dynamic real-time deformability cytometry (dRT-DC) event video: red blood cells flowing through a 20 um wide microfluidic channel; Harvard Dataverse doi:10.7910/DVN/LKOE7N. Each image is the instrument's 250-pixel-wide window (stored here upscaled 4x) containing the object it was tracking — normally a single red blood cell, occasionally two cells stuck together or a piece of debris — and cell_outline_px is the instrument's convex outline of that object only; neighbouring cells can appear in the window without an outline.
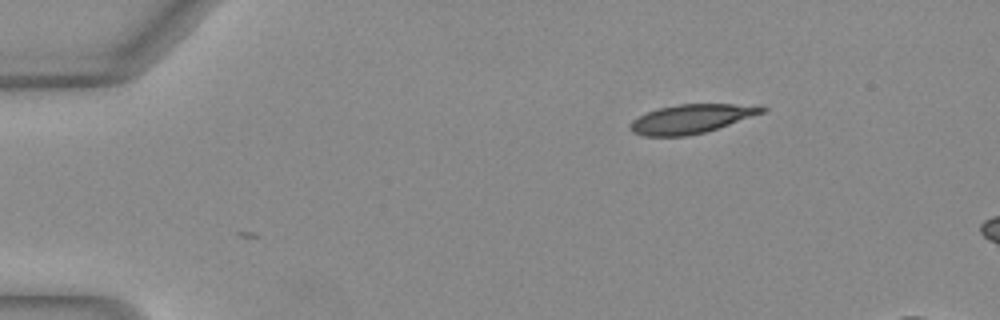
{"species": "Egyptian fruit bat (a non-hibernating species)", "species_latin": "Rousettus aegyptiacus", "temperature_condition": "warm", "stored_images_in_passage": 2, "camera_frame_rate_fps": 3000, "um_per_image_px": 0.085, "animal": {"sex": "female"}, "frame": {"image": 1, "passage_image": 2, "time_ms": 0.333, "image_size_px": [1000, 320], "cell_outline_px": [[768, 108], [764, 112], [704, 132], [684, 136], [644, 136], [632, 132], [628, 128], [628, 124], [632, 120], [656, 108], [680, 104], [760, 104]], "centroid_in_image_um": [58.74, 10.08], "position_along_channel_um": 26.3, "area_um2": 22.2}}